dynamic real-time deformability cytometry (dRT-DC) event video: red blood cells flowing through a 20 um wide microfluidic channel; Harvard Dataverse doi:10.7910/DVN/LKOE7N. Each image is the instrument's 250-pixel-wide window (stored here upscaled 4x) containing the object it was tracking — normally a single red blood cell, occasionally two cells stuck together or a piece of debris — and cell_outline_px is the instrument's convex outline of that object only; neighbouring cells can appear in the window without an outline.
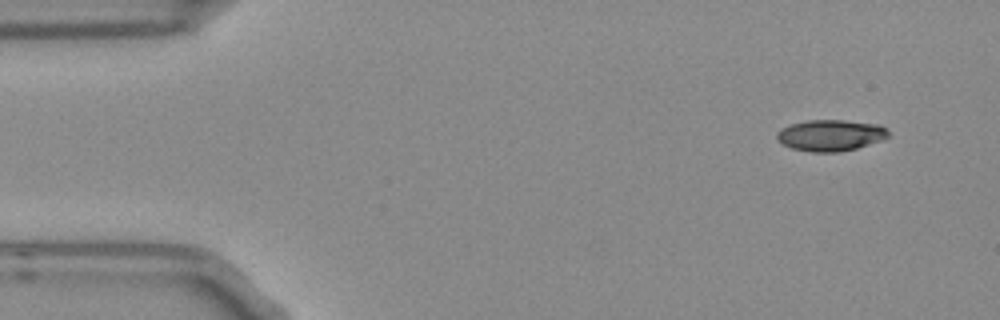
{"species": "Egyptian fruit bat (a non-hibernating species)", "species_latin": "Rousettus aegyptiacus", "temperature_condition": "room temperature", "stored_images_in_passage": 5, "segment_of_instrument_passage": [1, 2], "camera_frame_rate_fps": 3000, "um_per_image_px": 0.085, "frame": {"image": 1, "passage_image": 1, "time_ms": 0.0, "image_size_px": [1000, 320], "cell_outline_px": [[888, 136], [880, 140], [856, 148], [840, 152], [812, 152], [792, 148], [776, 140], [776, 132], [780, 128], [792, 124], [808, 120], [844, 120], [880, 124], [888, 128]], "centroid_in_image_um": [70.58, 11.49], "position_along_channel_um": 14.4, "area_um2": 20.35}}
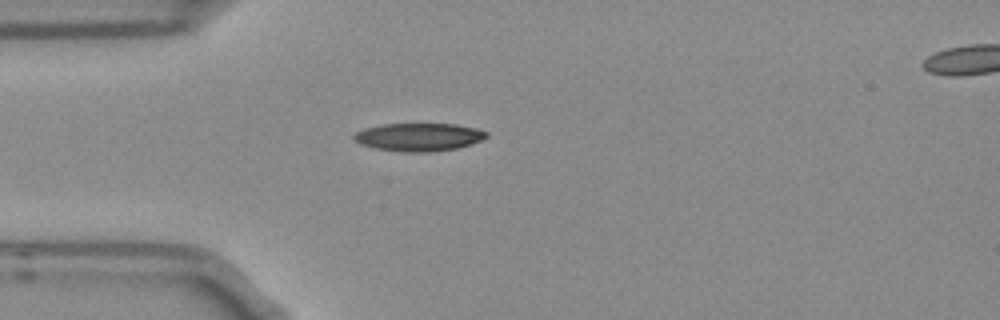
{"frame": {"image": 2, "passage_image": 4, "time_ms": 1.0, "image_size_px": [1000, 320], "cell_outline_px": [[488, 136], [484, 140], [472, 144], [456, 148], [428, 152], [400, 152], [376, 148], [360, 144], [352, 140], [352, 136], [356, 132], [364, 128], [384, 124], [456, 124], [476, 128], [488, 132]], "centroid_in_image_um": [35.6, 11.65], "position_along_channel_um": 49.4, "area_um2": 21.79}}